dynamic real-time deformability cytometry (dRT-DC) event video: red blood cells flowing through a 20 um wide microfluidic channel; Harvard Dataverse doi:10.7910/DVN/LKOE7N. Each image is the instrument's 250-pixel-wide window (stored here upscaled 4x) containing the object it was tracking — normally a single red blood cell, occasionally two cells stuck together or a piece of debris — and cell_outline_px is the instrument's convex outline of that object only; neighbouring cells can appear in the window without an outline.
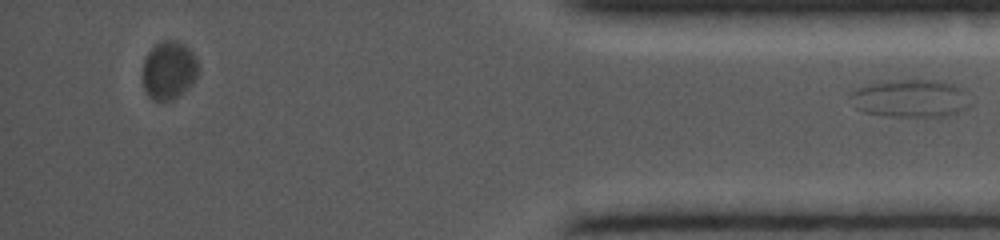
{"species": "common noctule bat (a hibernating species)", "species_latin": "Nyctalus noctula", "temperature_condition": "cold", "stored_images_in_passage": 20, "segment_of_instrument_passage": [2, 2], "camera_frame_rate_fps": 5000, "um_per_image_px": 0.085, "animal": {"sex": "female", "body_mass_g": 19.0, "forearm_length_mm": 56.7}, "frame": {"image": 1, "passage_image": 20, "time_ms": 13.8, "image_size_px": [1000, 240], "cell_outline_px": [[972, 104], [968, 108], [960, 112], [948, 116], [892, 116], [864, 112], [856, 108], [848, 96], [852, 92], [860, 88], [884, 80], [940, 80], [964, 88], [972, 100]], "centroid_in_image_um": [77.48, 8.36], "position_along_channel_um": 357.7, "area_um2": 26.7}}